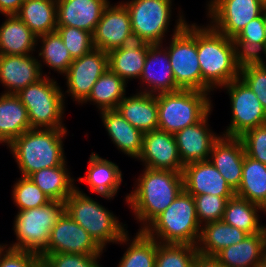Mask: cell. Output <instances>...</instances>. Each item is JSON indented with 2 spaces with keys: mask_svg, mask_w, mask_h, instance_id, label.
<instances>
[{
  "mask_svg": "<svg viewBox=\"0 0 266 267\" xmlns=\"http://www.w3.org/2000/svg\"><path fill=\"white\" fill-rule=\"evenodd\" d=\"M122 175V171L115 162L92 152L88 161L87 174L85 177H78L77 181L87 183L91 193L112 200L121 187Z\"/></svg>",
  "mask_w": 266,
  "mask_h": 267,
  "instance_id": "23",
  "label": "cell"
},
{
  "mask_svg": "<svg viewBox=\"0 0 266 267\" xmlns=\"http://www.w3.org/2000/svg\"><path fill=\"white\" fill-rule=\"evenodd\" d=\"M104 252L90 234L65 211L52 228L47 247L41 254H103Z\"/></svg>",
  "mask_w": 266,
  "mask_h": 267,
  "instance_id": "15",
  "label": "cell"
},
{
  "mask_svg": "<svg viewBox=\"0 0 266 267\" xmlns=\"http://www.w3.org/2000/svg\"><path fill=\"white\" fill-rule=\"evenodd\" d=\"M25 0H0V14L16 15Z\"/></svg>",
  "mask_w": 266,
  "mask_h": 267,
  "instance_id": "47",
  "label": "cell"
},
{
  "mask_svg": "<svg viewBox=\"0 0 266 267\" xmlns=\"http://www.w3.org/2000/svg\"><path fill=\"white\" fill-rule=\"evenodd\" d=\"M172 1L174 0L121 1L129 11L135 40L150 44L164 43L172 19Z\"/></svg>",
  "mask_w": 266,
  "mask_h": 267,
  "instance_id": "10",
  "label": "cell"
},
{
  "mask_svg": "<svg viewBox=\"0 0 266 267\" xmlns=\"http://www.w3.org/2000/svg\"><path fill=\"white\" fill-rule=\"evenodd\" d=\"M230 99L231 120L222 135L240 137L249 129L266 124V111L255 93L240 79L221 87Z\"/></svg>",
  "mask_w": 266,
  "mask_h": 267,
  "instance_id": "11",
  "label": "cell"
},
{
  "mask_svg": "<svg viewBox=\"0 0 266 267\" xmlns=\"http://www.w3.org/2000/svg\"><path fill=\"white\" fill-rule=\"evenodd\" d=\"M117 244L128 247L117 267H155L157 240L144 231H138L133 239L127 231Z\"/></svg>",
  "mask_w": 266,
  "mask_h": 267,
  "instance_id": "34",
  "label": "cell"
},
{
  "mask_svg": "<svg viewBox=\"0 0 266 267\" xmlns=\"http://www.w3.org/2000/svg\"><path fill=\"white\" fill-rule=\"evenodd\" d=\"M150 43L133 40L108 52L109 69L126 83L140 78ZM134 78V79H133Z\"/></svg>",
  "mask_w": 266,
  "mask_h": 267,
  "instance_id": "27",
  "label": "cell"
},
{
  "mask_svg": "<svg viewBox=\"0 0 266 267\" xmlns=\"http://www.w3.org/2000/svg\"><path fill=\"white\" fill-rule=\"evenodd\" d=\"M135 180L134 189L125 197L134 219L143 231L184 190L182 172L144 167Z\"/></svg>",
  "mask_w": 266,
  "mask_h": 267,
  "instance_id": "1",
  "label": "cell"
},
{
  "mask_svg": "<svg viewBox=\"0 0 266 267\" xmlns=\"http://www.w3.org/2000/svg\"><path fill=\"white\" fill-rule=\"evenodd\" d=\"M5 247V244L4 243H0V251Z\"/></svg>",
  "mask_w": 266,
  "mask_h": 267,
  "instance_id": "52",
  "label": "cell"
},
{
  "mask_svg": "<svg viewBox=\"0 0 266 267\" xmlns=\"http://www.w3.org/2000/svg\"><path fill=\"white\" fill-rule=\"evenodd\" d=\"M67 128H31L7 148L15 159L21 176L29 177L43 168L63 165L67 159L63 140Z\"/></svg>",
  "mask_w": 266,
  "mask_h": 267,
  "instance_id": "3",
  "label": "cell"
},
{
  "mask_svg": "<svg viewBox=\"0 0 266 267\" xmlns=\"http://www.w3.org/2000/svg\"><path fill=\"white\" fill-rule=\"evenodd\" d=\"M109 68L108 53L93 49L90 53L74 59L65 76L68 96L78 105L82 104L91 93L99 77Z\"/></svg>",
  "mask_w": 266,
  "mask_h": 267,
  "instance_id": "13",
  "label": "cell"
},
{
  "mask_svg": "<svg viewBox=\"0 0 266 267\" xmlns=\"http://www.w3.org/2000/svg\"><path fill=\"white\" fill-rule=\"evenodd\" d=\"M266 24L264 14L251 20L233 39L242 59H259L266 51Z\"/></svg>",
  "mask_w": 266,
  "mask_h": 267,
  "instance_id": "38",
  "label": "cell"
},
{
  "mask_svg": "<svg viewBox=\"0 0 266 267\" xmlns=\"http://www.w3.org/2000/svg\"><path fill=\"white\" fill-rule=\"evenodd\" d=\"M41 264V256L23 250L4 247L0 251V267H38Z\"/></svg>",
  "mask_w": 266,
  "mask_h": 267,
  "instance_id": "46",
  "label": "cell"
},
{
  "mask_svg": "<svg viewBox=\"0 0 266 267\" xmlns=\"http://www.w3.org/2000/svg\"><path fill=\"white\" fill-rule=\"evenodd\" d=\"M197 247L190 244H161L157 241L155 267H192Z\"/></svg>",
  "mask_w": 266,
  "mask_h": 267,
  "instance_id": "39",
  "label": "cell"
},
{
  "mask_svg": "<svg viewBox=\"0 0 266 267\" xmlns=\"http://www.w3.org/2000/svg\"><path fill=\"white\" fill-rule=\"evenodd\" d=\"M72 59L80 58L94 49L92 33L72 26H57Z\"/></svg>",
  "mask_w": 266,
  "mask_h": 267,
  "instance_id": "42",
  "label": "cell"
},
{
  "mask_svg": "<svg viewBox=\"0 0 266 267\" xmlns=\"http://www.w3.org/2000/svg\"><path fill=\"white\" fill-rule=\"evenodd\" d=\"M266 248V227L221 250L215 257L224 267H260Z\"/></svg>",
  "mask_w": 266,
  "mask_h": 267,
  "instance_id": "26",
  "label": "cell"
},
{
  "mask_svg": "<svg viewBox=\"0 0 266 267\" xmlns=\"http://www.w3.org/2000/svg\"><path fill=\"white\" fill-rule=\"evenodd\" d=\"M31 129L27 109L16 94L0 95V144L7 147Z\"/></svg>",
  "mask_w": 266,
  "mask_h": 267,
  "instance_id": "29",
  "label": "cell"
},
{
  "mask_svg": "<svg viewBox=\"0 0 266 267\" xmlns=\"http://www.w3.org/2000/svg\"><path fill=\"white\" fill-rule=\"evenodd\" d=\"M68 169L66 161L61 166L38 170L29 177L51 200L65 202L77 186Z\"/></svg>",
  "mask_w": 266,
  "mask_h": 267,
  "instance_id": "33",
  "label": "cell"
},
{
  "mask_svg": "<svg viewBox=\"0 0 266 267\" xmlns=\"http://www.w3.org/2000/svg\"><path fill=\"white\" fill-rule=\"evenodd\" d=\"M43 77L38 57L0 54V83L4 94H17Z\"/></svg>",
  "mask_w": 266,
  "mask_h": 267,
  "instance_id": "19",
  "label": "cell"
},
{
  "mask_svg": "<svg viewBox=\"0 0 266 267\" xmlns=\"http://www.w3.org/2000/svg\"><path fill=\"white\" fill-rule=\"evenodd\" d=\"M154 170L183 172L174 134L160 129L144 133L142 151L137 161Z\"/></svg>",
  "mask_w": 266,
  "mask_h": 267,
  "instance_id": "16",
  "label": "cell"
},
{
  "mask_svg": "<svg viewBox=\"0 0 266 267\" xmlns=\"http://www.w3.org/2000/svg\"><path fill=\"white\" fill-rule=\"evenodd\" d=\"M111 142L125 155L138 159L142 151L143 133L129 123L116 109L99 113Z\"/></svg>",
  "mask_w": 266,
  "mask_h": 267,
  "instance_id": "24",
  "label": "cell"
},
{
  "mask_svg": "<svg viewBox=\"0 0 266 267\" xmlns=\"http://www.w3.org/2000/svg\"><path fill=\"white\" fill-rule=\"evenodd\" d=\"M260 267H266V248L264 249L262 259H261V266Z\"/></svg>",
  "mask_w": 266,
  "mask_h": 267,
  "instance_id": "49",
  "label": "cell"
},
{
  "mask_svg": "<svg viewBox=\"0 0 266 267\" xmlns=\"http://www.w3.org/2000/svg\"><path fill=\"white\" fill-rule=\"evenodd\" d=\"M116 110L143 134L158 129L157 95L136 91L125 96Z\"/></svg>",
  "mask_w": 266,
  "mask_h": 267,
  "instance_id": "25",
  "label": "cell"
},
{
  "mask_svg": "<svg viewBox=\"0 0 266 267\" xmlns=\"http://www.w3.org/2000/svg\"><path fill=\"white\" fill-rule=\"evenodd\" d=\"M212 101L210 93L194 89L157 94L158 129L175 134L198 123L213 110Z\"/></svg>",
  "mask_w": 266,
  "mask_h": 267,
  "instance_id": "7",
  "label": "cell"
},
{
  "mask_svg": "<svg viewBox=\"0 0 266 267\" xmlns=\"http://www.w3.org/2000/svg\"><path fill=\"white\" fill-rule=\"evenodd\" d=\"M16 15L37 37L57 29L56 0H25Z\"/></svg>",
  "mask_w": 266,
  "mask_h": 267,
  "instance_id": "31",
  "label": "cell"
},
{
  "mask_svg": "<svg viewBox=\"0 0 266 267\" xmlns=\"http://www.w3.org/2000/svg\"><path fill=\"white\" fill-rule=\"evenodd\" d=\"M39 43H41V46H39L38 57L42 59V61L41 59L39 60V63L43 76H49L46 72H43V65L55 72L57 71L60 75H64L73 62V59L58 32L55 31L38 36L37 47Z\"/></svg>",
  "mask_w": 266,
  "mask_h": 267,
  "instance_id": "37",
  "label": "cell"
},
{
  "mask_svg": "<svg viewBox=\"0 0 266 267\" xmlns=\"http://www.w3.org/2000/svg\"><path fill=\"white\" fill-rule=\"evenodd\" d=\"M239 78L255 93L266 111V66L259 59H243Z\"/></svg>",
  "mask_w": 266,
  "mask_h": 267,
  "instance_id": "41",
  "label": "cell"
},
{
  "mask_svg": "<svg viewBox=\"0 0 266 267\" xmlns=\"http://www.w3.org/2000/svg\"><path fill=\"white\" fill-rule=\"evenodd\" d=\"M57 26H72L94 33L110 0H56Z\"/></svg>",
  "mask_w": 266,
  "mask_h": 267,
  "instance_id": "22",
  "label": "cell"
},
{
  "mask_svg": "<svg viewBox=\"0 0 266 267\" xmlns=\"http://www.w3.org/2000/svg\"><path fill=\"white\" fill-rule=\"evenodd\" d=\"M262 212L264 213V210L260 205L234 195L226 203L222 220L252 235L266 227V224L262 225L260 222Z\"/></svg>",
  "mask_w": 266,
  "mask_h": 267,
  "instance_id": "32",
  "label": "cell"
},
{
  "mask_svg": "<svg viewBox=\"0 0 266 267\" xmlns=\"http://www.w3.org/2000/svg\"><path fill=\"white\" fill-rule=\"evenodd\" d=\"M38 267H45L42 263Z\"/></svg>",
  "mask_w": 266,
  "mask_h": 267,
  "instance_id": "54",
  "label": "cell"
},
{
  "mask_svg": "<svg viewBox=\"0 0 266 267\" xmlns=\"http://www.w3.org/2000/svg\"><path fill=\"white\" fill-rule=\"evenodd\" d=\"M235 195L264 208L266 206V165L245 154L242 180Z\"/></svg>",
  "mask_w": 266,
  "mask_h": 267,
  "instance_id": "36",
  "label": "cell"
},
{
  "mask_svg": "<svg viewBox=\"0 0 266 267\" xmlns=\"http://www.w3.org/2000/svg\"><path fill=\"white\" fill-rule=\"evenodd\" d=\"M57 82L43 76L16 94L27 109L31 128H66L63 123L66 97Z\"/></svg>",
  "mask_w": 266,
  "mask_h": 267,
  "instance_id": "8",
  "label": "cell"
},
{
  "mask_svg": "<svg viewBox=\"0 0 266 267\" xmlns=\"http://www.w3.org/2000/svg\"><path fill=\"white\" fill-rule=\"evenodd\" d=\"M143 231L161 244L196 246L201 225L193 196L183 190Z\"/></svg>",
  "mask_w": 266,
  "mask_h": 267,
  "instance_id": "4",
  "label": "cell"
},
{
  "mask_svg": "<svg viewBox=\"0 0 266 267\" xmlns=\"http://www.w3.org/2000/svg\"><path fill=\"white\" fill-rule=\"evenodd\" d=\"M140 90L152 95L175 92L181 88L176 84L168 51L163 44H150L142 74Z\"/></svg>",
  "mask_w": 266,
  "mask_h": 267,
  "instance_id": "17",
  "label": "cell"
},
{
  "mask_svg": "<svg viewBox=\"0 0 266 267\" xmlns=\"http://www.w3.org/2000/svg\"><path fill=\"white\" fill-rule=\"evenodd\" d=\"M240 138L246 155L266 165V124L249 129Z\"/></svg>",
  "mask_w": 266,
  "mask_h": 267,
  "instance_id": "45",
  "label": "cell"
},
{
  "mask_svg": "<svg viewBox=\"0 0 266 267\" xmlns=\"http://www.w3.org/2000/svg\"><path fill=\"white\" fill-rule=\"evenodd\" d=\"M263 210H264V213H265V215H266V206L263 208Z\"/></svg>",
  "mask_w": 266,
  "mask_h": 267,
  "instance_id": "53",
  "label": "cell"
},
{
  "mask_svg": "<svg viewBox=\"0 0 266 267\" xmlns=\"http://www.w3.org/2000/svg\"><path fill=\"white\" fill-rule=\"evenodd\" d=\"M192 267H224L215 256H207L197 253Z\"/></svg>",
  "mask_w": 266,
  "mask_h": 267,
  "instance_id": "48",
  "label": "cell"
},
{
  "mask_svg": "<svg viewBox=\"0 0 266 267\" xmlns=\"http://www.w3.org/2000/svg\"><path fill=\"white\" fill-rule=\"evenodd\" d=\"M92 36L94 48L107 53L135 40L126 6L120 1L109 3Z\"/></svg>",
  "mask_w": 266,
  "mask_h": 267,
  "instance_id": "14",
  "label": "cell"
},
{
  "mask_svg": "<svg viewBox=\"0 0 266 267\" xmlns=\"http://www.w3.org/2000/svg\"><path fill=\"white\" fill-rule=\"evenodd\" d=\"M192 196L195 201L198 222L201 226L209 222L222 220L226 203L232 198L210 194Z\"/></svg>",
  "mask_w": 266,
  "mask_h": 267,
  "instance_id": "43",
  "label": "cell"
},
{
  "mask_svg": "<svg viewBox=\"0 0 266 267\" xmlns=\"http://www.w3.org/2000/svg\"><path fill=\"white\" fill-rule=\"evenodd\" d=\"M12 200L18 211L40 207L51 201L30 177L25 176H21L13 184Z\"/></svg>",
  "mask_w": 266,
  "mask_h": 267,
  "instance_id": "40",
  "label": "cell"
},
{
  "mask_svg": "<svg viewBox=\"0 0 266 267\" xmlns=\"http://www.w3.org/2000/svg\"><path fill=\"white\" fill-rule=\"evenodd\" d=\"M184 190L191 195L210 194L233 197L235 191L210 160L190 163L183 168Z\"/></svg>",
  "mask_w": 266,
  "mask_h": 267,
  "instance_id": "20",
  "label": "cell"
},
{
  "mask_svg": "<svg viewBox=\"0 0 266 267\" xmlns=\"http://www.w3.org/2000/svg\"><path fill=\"white\" fill-rule=\"evenodd\" d=\"M263 54H264V56H265V58H266V51H265ZM259 60L266 66V62H265V60L263 59V56H261V57L259 58Z\"/></svg>",
  "mask_w": 266,
  "mask_h": 267,
  "instance_id": "50",
  "label": "cell"
},
{
  "mask_svg": "<svg viewBox=\"0 0 266 267\" xmlns=\"http://www.w3.org/2000/svg\"><path fill=\"white\" fill-rule=\"evenodd\" d=\"M209 24L228 38L234 39L253 19L259 17L266 3L262 0H209Z\"/></svg>",
  "mask_w": 266,
  "mask_h": 267,
  "instance_id": "12",
  "label": "cell"
},
{
  "mask_svg": "<svg viewBox=\"0 0 266 267\" xmlns=\"http://www.w3.org/2000/svg\"><path fill=\"white\" fill-rule=\"evenodd\" d=\"M127 83L109 68L99 77L92 87L88 98L82 103L95 105L97 111L116 109L126 96Z\"/></svg>",
  "mask_w": 266,
  "mask_h": 267,
  "instance_id": "35",
  "label": "cell"
},
{
  "mask_svg": "<svg viewBox=\"0 0 266 267\" xmlns=\"http://www.w3.org/2000/svg\"><path fill=\"white\" fill-rule=\"evenodd\" d=\"M65 212V202L51 200L47 204L18 211L13 222L16 242L6 247L40 255L47 247L50 233Z\"/></svg>",
  "mask_w": 266,
  "mask_h": 267,
  "instance_id": "9",
  "label": "cell"
},
{
  "mask_svg": "<svg viewBox=\"0 0 266 267\" xmlns=\"http://www.w3.org/2000/svg\"><path fill=\"white\" fill-rule=\"evenodd\" d=\"M212 110L198 123L185 127L174 134L179 156L183 166L209 160L214 143L222 135L211 128L209 115Z\"/></svg>",
  "mask_w": 266,
  "mask_h": 267,
  "instance_id": "18",
  "label": "cell"
},
{
  "mask_svg": "<svg viewBox=\"0 0 266 267\" xmlns=\"http://www.w3.org/2000/svg\"><path fill=\"white\" fill-rule=\"evenodd\" d=\"M79 189L76 186L65 200V211L106 251L108 244L119 242L128 231L127 226L113 212Z\"/></svg>",
  "mask_w": 266,
  "mask_h": 267,
  "instance_id": "5",
  "label": "cell"
},
{
  "mask_svg": "<svg viewBox=\"0 0 266 267\" xmlns=\"http://www.w3.org/2000/svg\"><path fill=\"white\" fill-rule=\"evenodd\" d=\"M178 13L171 41L165 47L176 84L181 89L202 91V74L197 53V23L186 21L183 12ZM182 13V14H181Z\"/></svg>",
  "mask_w": 266,
  "mask_h": 267,
  "instance_id": "6",
  "label": "cell"
},
{
  "mask_svg": "<svg viewBox=\"0 0 266 267\" xmlns=\"http://www.w3.org/2000/svg\"><path fill=\"white\" fill-rule=\"evenodd\" d=\"M45 267H103L99 263L102 254H40Z\"/></svg>",
  "mask_w": 266,
  "mask_h": 267,
  "instance_id": "44",
  "label": "cell"
},
{
  "mask_svg": "<svg viewBox=\"0 0 266 267\" xmlns=\"http://www.w3.org/2000/svg\"><path fill=\"white\" fill-rule=\"evenodd\" d=\"M248 234L223 220L209 222L201 226L196 245L199 254L216 256L221 250L242 241Z\"/></svg>",
  "mask_w": 266,
  "mask_h": 267,
  "instance_id": "30",
  "label": "cell"
},
{
  "mask_svg": "<svg viewBox=\"0 0 266 267\" xmlns=\"http://www.w3.org/2000/svg\"><path fill=\"white\" fill-rule=\"evenodd\" d=\"M263 14H264V19H265V24H266V5H265V7H264ZM265 34H266V33H265Z\"/></svg>",
  "mask_w": 266,
  "mask_h": 267,
  "instance_id": "51",
  "label": "cell"
},
{
  "mask_svg": "<svg viewBox=\"0 0 266 267\" xmlns=\"http://www.w3.org/2000/svg\"><path fill=\"white\" fill-rule=\"evenodd\" d=\"M0 26V54L30 55L37 47V36L17 15H5Z\"/></svg>",
  "mask_w": 266,
  "mask_h": 267,
  "instance_id": "28",
  "label": "cell"
},
{
  "mask_svg": "<svg viewBox=\"0 0 266 267\" xmlns=\"http://www.w3.org/2000/svg\"><path fill=\"white\" fill-rule=\"evenodd\" d=\"M245 148L240 137L221 135L214 143L209 160L236 191L242 180Z\"/></svg>",
  "mask_w": 266,
  "mask_h": 267,
  "instance_id": "21",
  "label": "cell"
},
{
  "mask_svg": "<svg viewBox=\"0 0 266 267\" xmlns=\"http://www.w3.org/2000/svg\"><path fill=\"white\" fill-rule=\"evenodd\" d=\"M197 53L203 92L211 93L239 78L243 59L238 55L233 39L209 23L197 25Z\"/></svg>",
  "mask_w": 266,
  "mask_h": 267,
  "instance_id": "2",
  "label": "cell"
}]
</instances>
